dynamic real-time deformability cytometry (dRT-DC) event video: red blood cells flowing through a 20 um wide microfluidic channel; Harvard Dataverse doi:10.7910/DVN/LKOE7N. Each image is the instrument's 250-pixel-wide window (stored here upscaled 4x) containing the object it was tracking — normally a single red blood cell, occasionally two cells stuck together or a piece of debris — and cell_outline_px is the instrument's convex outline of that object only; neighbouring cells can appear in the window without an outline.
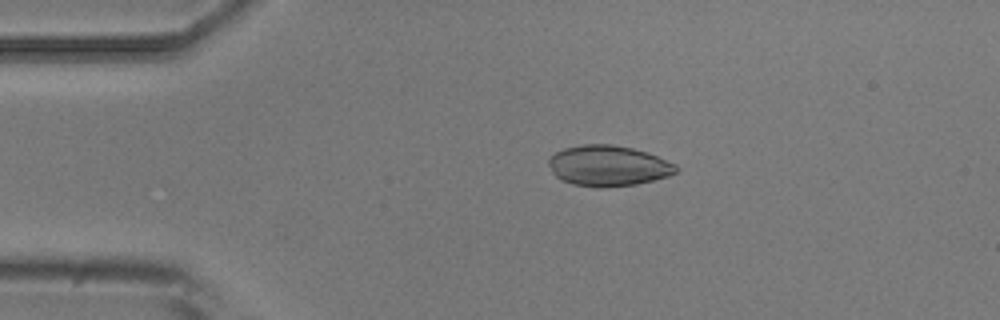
{"species": "common noctule bat (a hibernating species)", "species_latin": "Nyctalus noctula", "temperature_condition": "room temperature", "stored_images_in_passage": 3, "camera_frame_rate_fps": 3000, "um_per_image_px": 0.085, "animal": {"sex": "male", "body_mass_g": 20.5, "forearm_length_mm": 52.5}, "frame": {"image": 1, "passage_image": 2, "time_ms": 1.0, "image_size_px": [1000, 320], "cell_outline_px": [[680, 172], [668, 176], [636, 184], [608, 188], [600, 188], [572, 184], [556, 176], [552, 172], [548, 164], [548, 160], [556, 152], [564, 148], [584, 144], [612, 144], [632, 148], [648, 152], [676, 164], [680, 168]], "centroid_in_image_um": [51.74, 14.09], "position_along_channel_um": 33.3, "area_um2": 30.4}}